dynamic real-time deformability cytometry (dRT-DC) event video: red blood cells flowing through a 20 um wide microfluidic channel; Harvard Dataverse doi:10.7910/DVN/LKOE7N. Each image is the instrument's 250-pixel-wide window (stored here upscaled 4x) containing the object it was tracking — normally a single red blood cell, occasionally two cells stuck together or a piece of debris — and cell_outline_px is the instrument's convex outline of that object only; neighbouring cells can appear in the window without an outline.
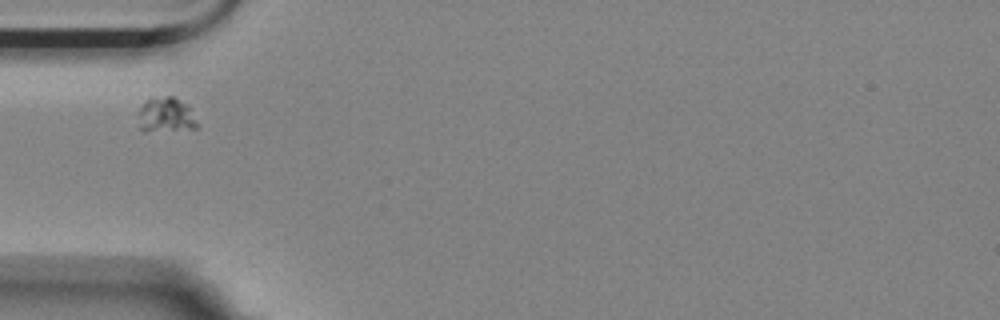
{"species": "Egyptian fruit bat (a non-hibernating species)", "species_latin": "Rousettus aegyptiacus", "temperature_condition": "room temperature", "stored_images_in_passage": 5, "camera_frame_rate_fps": 3000, "um_per_image_px": 0.085, "animal": {"sex": "female"}, "frame": {"image": 1, "passage_image": 1, "time_ms": 0.0, "image_size_px": [1000, 320], "cell_outline_px": [[200, 124], [196, 128], [144, 132], [140, 128], [140, 108], [144, 100], [152, 96], [172, 96], [184, 104], [188, 108]], "centroid_in_image_um": [14.08, 9.77], "position_along_channel_um": 70.9, "area_um2": 11.91}}
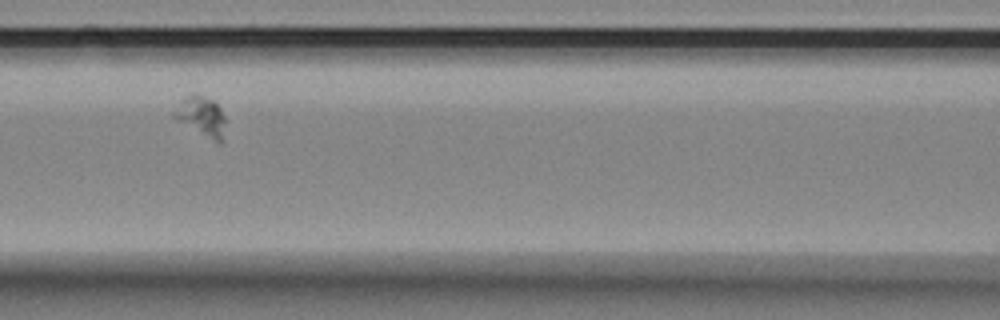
{"frame": {"image": 2, "passage_image": 3, "time_ms": 0.667, "image_size_px": [1000, 320], "cell_outline_px": [[224, 140], [220, 144], [176, 120], [172, 116], [184, 96], [196, 92], [216, 100], [224, 116]], "centroid_in_image_um": [17.15, 9.86], "position_along_channel_um": 149.5, "area_um2": 12.02}}
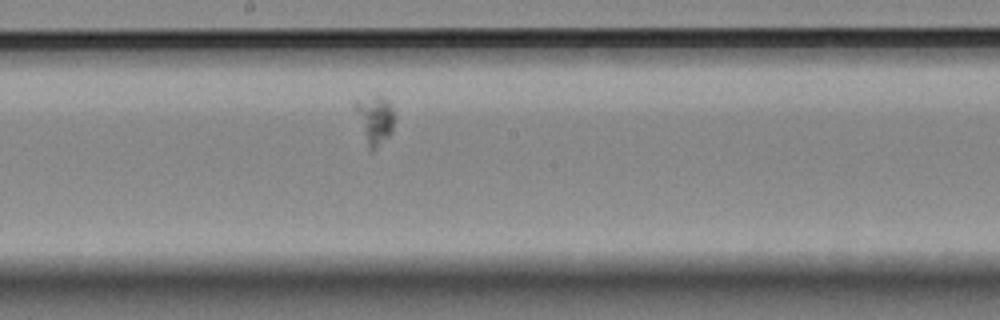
{"frame": {"image": 3, "passage_image": 5, "time_ms": 1.333, "image_size_px": [1000, 320], "cell_outline_px": [[392, 132], [388, 136], [372, 148], [368, 148], [352, 104], [352, 100], [376, 96], [384, 96], [388, 100], [392, 108]], "centroid_in_image_um": [31.79, 10.08], "position_along_channel_um": 216.4, "area_um2": 10.75}}